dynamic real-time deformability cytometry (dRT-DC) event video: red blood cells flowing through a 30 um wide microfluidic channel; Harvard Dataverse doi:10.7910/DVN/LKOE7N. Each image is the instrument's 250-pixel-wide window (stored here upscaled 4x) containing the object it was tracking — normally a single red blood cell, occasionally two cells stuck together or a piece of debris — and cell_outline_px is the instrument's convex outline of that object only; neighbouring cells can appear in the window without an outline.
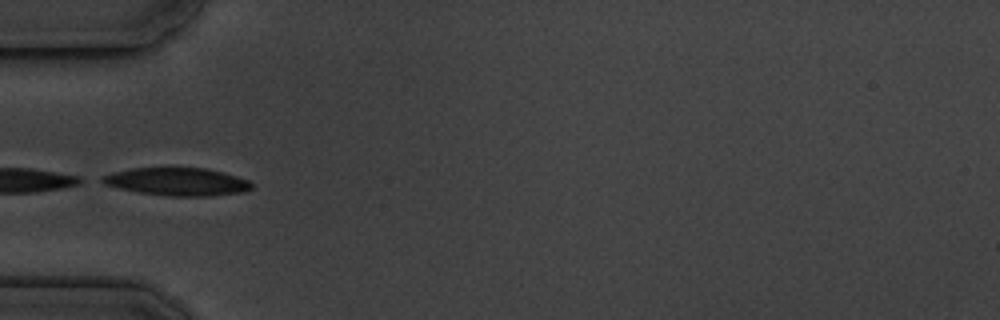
{"species": "common noctule bat (a hibernating species)", "species_latin": "Nyctalus noctula", "temperature_condition": "cold", "stored_images_in_passage": 5, "camera_frame_rate_fps": 3000, "um_per_image_px": 0.085, "animal": {"sex": "male", "body_mass_g": 19.5, "forearm_length_mm": 54.6}, "frame": {"image": 1, "passage_image": 4, "time_ms": 3.667, "image_size_px": [1000, 320], "cell_outline_px": [[252, 188], [244, 192], [212, 196], [168, 196], [140, 192], [120, 188], [104, 184], [96, 180], [100, 176], [112, 172], [132, 168], [208, 168], [224, 172], [248, 180], [252, 184]], "centroid_in_image_um": [15.04, 15.44], "position_along_channel_um": 70.0, "area_um2": 24.39}}